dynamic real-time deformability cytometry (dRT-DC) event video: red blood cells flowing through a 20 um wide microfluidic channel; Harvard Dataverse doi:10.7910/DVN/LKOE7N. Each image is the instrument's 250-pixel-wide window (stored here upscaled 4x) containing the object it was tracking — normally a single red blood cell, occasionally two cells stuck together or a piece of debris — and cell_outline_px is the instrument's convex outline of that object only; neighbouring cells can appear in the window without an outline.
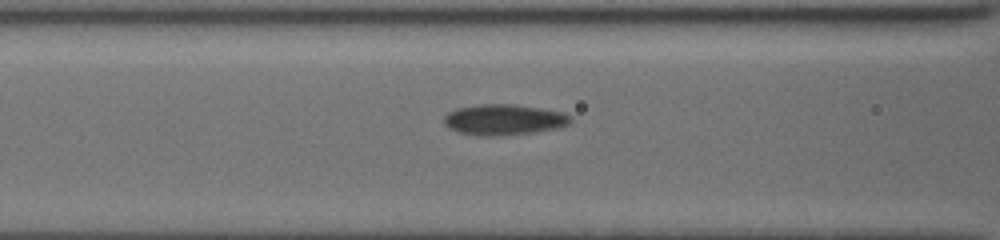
{"species": "common noctule bat (a hibernating species)", "species_latin": "Nyctalus noctula", "temperature_condition": "cold", "stored_images_in_passage": 8, "camera_frame_rate_fps": 3000, "um_per_image_px": 0.085, "animal": {"sex": "female", "body_mass_g": 19.5, "forearm_length_mm": 54.1}, "frame": {"image": 1, "passage_image": 6, "time_ms": 1.667, "image_size_px": [1000, 240], "cell_outline_px": [[572, 120], [568, 124], [556, 128], [532, 132], [500, 136], [480, 136], [460, 132], [448, 128], [444, 124], [444, 116], [448, 112], [456, 108], [480, 104], [516, 104], [564, 112], [572, 116]], "centroid_in_image_um": [42.82, 10.16], "position_along_channel_um": 123.8, "area_um2": 22.77}}